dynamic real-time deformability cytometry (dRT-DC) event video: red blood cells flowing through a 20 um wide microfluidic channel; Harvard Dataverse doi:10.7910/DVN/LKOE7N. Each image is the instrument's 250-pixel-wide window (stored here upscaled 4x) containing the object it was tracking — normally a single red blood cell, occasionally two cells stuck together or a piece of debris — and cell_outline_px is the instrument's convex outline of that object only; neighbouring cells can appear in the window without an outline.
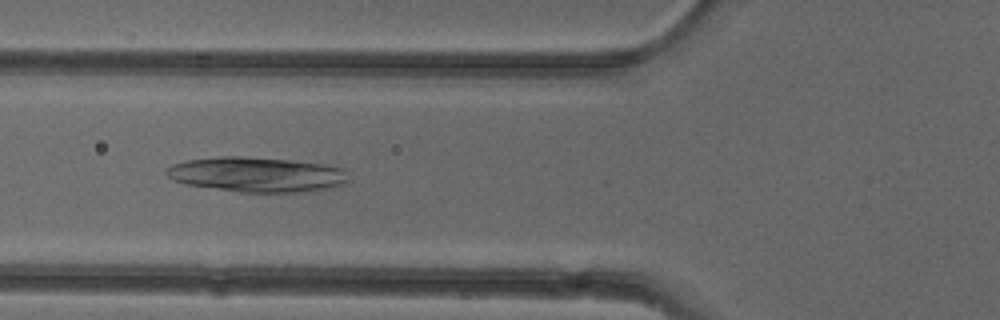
{"species": "common noctule bat (a hibernating species)", "species_latin": "Nyctalus noctula", "temperature_condition": "cold", "stored_images_in_passage": 51, "camera_frame_rate_fps": 3000, "um_per_image_px": 0.085, "animal": {"sex": "female"}, "frame": {"image": 1, "passage_image": 19, "time_ms": 6.0, "image_size_px": [1000, 320], "cell_outline_px": [[352, 180], [348, 184], [328, 188], [304, 192], [240, 192], [188, 184], [172, 180], [164, 172], [172, 164], [188, 160], [224, 156], [248, 156], [288, 160], [324, 164], [344, 168], [348, 172]], "centroid_in_image_um": [21.92, 14.83], "position_along_channel_um": 103.9, "area_um2": 37.34}}
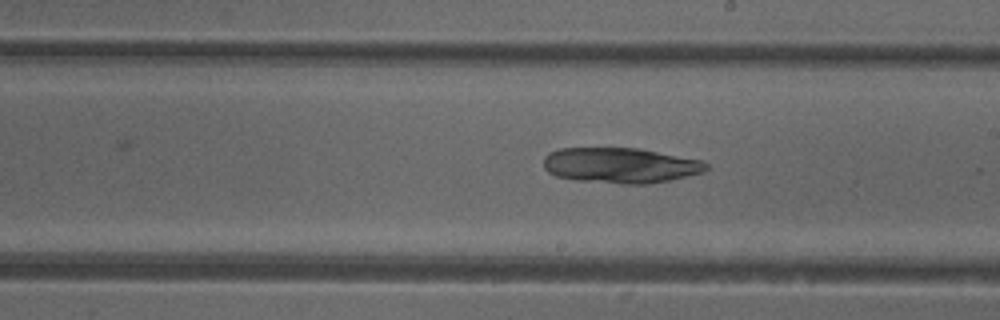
{"frame": {"image": 2, "passage_image": 29, "time_ms": 9.333, "image_size_px": [1000, 320], "cell_outline_px": [[708, 168], [704, 172], [668, 180], [648, 184], [620, 184], [580, 180], [556, 176], [548, 172], [544, 168], [544, 156], [548, 152], [560, 148], [640, 148], [704, 160], [708, 164]], "centroid_in_image_um": [52.76, 14.04], "position_along_channel_um": 236.2, "area_um2": 33.76}}
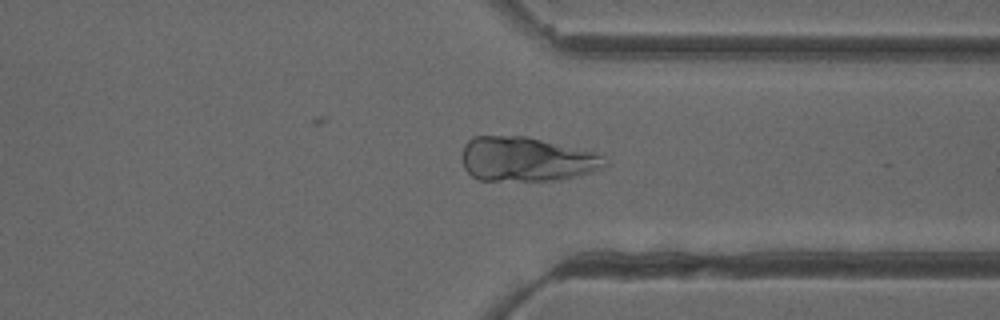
{"frame": {"image": 3, "passage_image": 39, "time_ms": 12.667, "image_size_px": [1000, 320], "cell_outline_px": [[608, 164], [604, 168], [592, 172], [560, 180], [480, 180], [472, 176], [464, 168], [464, 144], [472, 136], [524, 136], [596, 152], [604, 156], [608, 160]], "centroid_in_image_um": [44.8, 13.53], "position_along_channel_um": 366.6, "area_um2": 36.93}}